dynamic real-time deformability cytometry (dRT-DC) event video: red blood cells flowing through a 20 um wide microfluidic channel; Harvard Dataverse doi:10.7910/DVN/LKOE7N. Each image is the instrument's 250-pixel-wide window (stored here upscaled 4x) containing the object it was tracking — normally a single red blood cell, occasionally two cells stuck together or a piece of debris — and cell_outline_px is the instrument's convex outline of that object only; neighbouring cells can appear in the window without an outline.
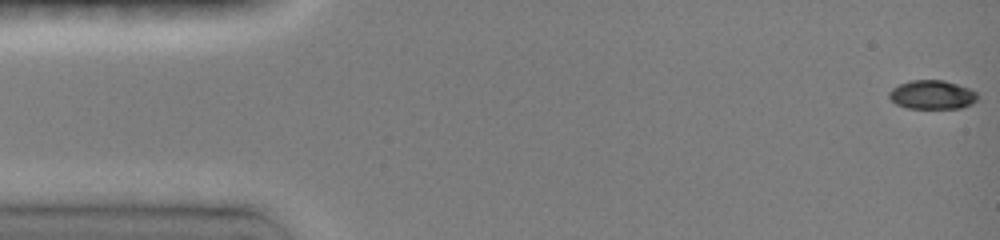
{"species": "common noctule bat (a hibernating species)", "species_latin": "Nyctalus noctula", "temperature_condition": "room temperature", "stored_images_in_passage": 8, "camera_frame_rate_fps": 3000, "um_per_image_px": 0.085, "animal": {"sex": "female", "body_mass_g": 19.0, "forearm_length_mm": 51.5}, "frame": {"image": 1, "passage_image": 1, "time_ms": 0.0, "image_size_px": [1000, 240], "cell_outline_px": [[976, 100], [972, 104], [960, 108], [908, 108], [896, 104], [888, 96], [888, 92], [892, 88], [900, 84], [912, 80], [944, 80], [968, 88], [976, 92]], "centroid_in_image_um": [79.21, 8.05], "position_along_channel_um": 5.8, "area_um2": 14.74}}
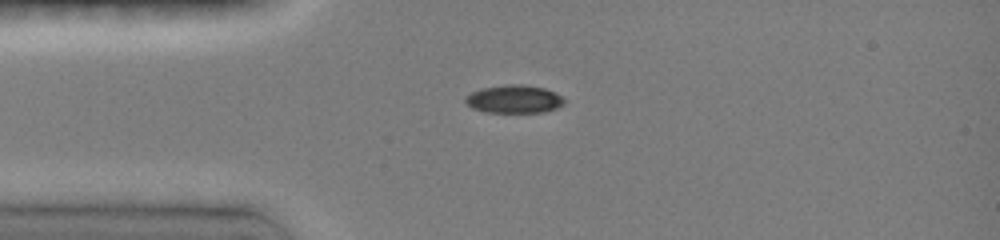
{"frame": {"image": 2, "passage_image": 7, "time_ms": 3.667, "image_size_px": [1000, 240], "cell_outline_px": [[564, 104], [556, 108], [544, 112], [488, 112], [472, 108], [464, 100], [464, 96], [480, 88], [508, 84], [524, 84], [544, 88], [560, 96], [564, 100]], "centroid_in_image_um": [43.66, 8.42], "position_along_channel_um": 41.3, "area_um2": 16.07}}